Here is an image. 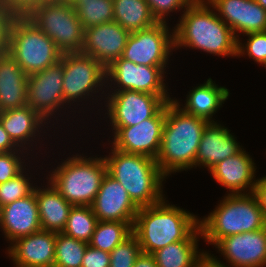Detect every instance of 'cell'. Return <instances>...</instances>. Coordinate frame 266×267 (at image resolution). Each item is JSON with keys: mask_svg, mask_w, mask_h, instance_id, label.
Wrapping results in <instances>:
<instances>
[{"mask_svg": "<svg viewBox=\"0 0 266 267\" xmlns=\"http://www.w3.org/2000/svg\"><path fill=\"white\" fill-rule=\"evenodd\" d=\"M208 123L203 118L184 112L176 99L166 104L161 148L156 158L165 177L171 172L195 166L199 144Z\"/></svg>", "mask_w": 266, "mask_h": 267, "instance_id": "6da1fadb", "label": "cell"}, {"mask_svg": "<svg viewBox=\"0 0 266 267\" xmlns=\"http://www.w3.org/2000/svg\"><path fill=\"white\" fill-rule=\"evenodd\" d=\"M206 0H194L174 27V48L192 47L220 56H237L232 29L210 10Z\"/></svg>", "mask_w": 266, "mask_h": 267, "instance_id": "7a4b0ae2", "label": "cell"}, {"mask_svg": "<svg viewBox=\"0 0 266 267\" xmlns=\"http://www.w3.org/2000/svg\"><path fill=\"white\" fill-rule=\"evenodd\" d=\"M198 227L195 215L167 204L164 198L158 204L138 209L132 233L142 252L153 254L168 244L186 240Z\"/></svg>", "mask_w": 266, "mask_h": 267, "instance_id": "3957f363", "label": "cell"}, {"mask_svg": "<svg viewBox=\"0 0 266 267\" xmlns=\"http://www.w3.org/2000/svg\"><path fill=\"white\" fill-rule=\"evenodd\" d=\"M111 151V156L104 157L107 173L120 182L139 208L158 204L164 199L162 182L165 176L156 159L113 147Z\"/></svg>", "mask_w": 266, "mask_h": 267, "instance_id": "277c9868", "label": "cell"}, {"mask_svg": "<svg viewBox=\"0 0 266 267\" xmlns=\"http://www.w3.org/2000/svg\"><path fill=\"white\" fill-rule=\"evenodd\" d=\"M201 237L214 246L223 238L266 227V219L253 193H229L208 217L199 220Z\"/></svg>", "mask_w": 266, "mask_h": 267, "instance_id": "5b68a950", "label": "cell"}, {"mask_svg": "<svg viewBox=\"0 0 266 267\" xmlns=\"http://www.w3.org/2000/svg\"><path fill=\"white\" fill-rule=\"evenodd\" d=\"M76 155L51 173L49 182L73 206H91L107 173L105 159Z\"/></svg>", "mask_w": 266, "mask_h": 267, "instance_id": "8992f818", "label": "cell"}, {"mask_svg": "<svg viewBox=\"0 0 266 267\" xmlns=\"http://www.w3.org/2000/svg\"><path fill=\"white\" fill-rule=\"evenodd\" d=\"M7 53L29 76L61 60L62 52L27 17H16L10 27Z\"/></svg>", "mask_w": 266, "mask_h": 267, "instance_id": "52a82bcc", "label": "cell"}, {"mask_svg": "<svg viewBox=\"0 0 266 267\" xmlns=\"http://www.w3.org/2000/svg\"><path fill=\"white\" fill-rule=\"evenodd\" d=\"M62 53L81 52L84 28L72 4L44 2L28 17Z\"/></svg>", "mask_w": 266, "mask_h": 267, "instance_id": "ba28073f", "label": "cell"}, {"mask_svg": "<svg viewBox=\"0 0 266 267\" xmlns=\"http://www.w3.org/2000/svg\"><path fill=\"white\" fill-rule=\"evenodd\" d=\"M63 100L65 104L85 96H93L103 87L106 68L94 58L82 52L63 53ZM103 84V85H102ZM97 88V89H96Z\"/></svg>", "mask_w": 266, "mask_h": 267, "instance_id": "9c48e42d", "label": "cell"}, {"mask_svg": "<svg viewBox=\"0 0 266 267\" xmlns=\"http://www.w3.org/2000/svg\"><path fill=\"white\" fill-rule=\"evenodd\" d=\"M166 22L130 33L122 58L137 65L157 66L163 71L174 49V32L169 34Z\"/></svg>", "mask_w": 266, "mask_h": 267, "instance_id": "30bf717a", "label": "cell"}, {"mask_svg": "<svg viewBox=\"0 0 266 267\" xmlns=\"http://www.w3.org/2000/svg\"><path fill=\"white\" fill-rule=\"evenodd\" d=\"M107 99V114L113 127L137 125L154 117L168 102L172 101L169 96L131 90L114 91Z\"/></svg>", "mask_w": 266, "mask_h": 267, "instance_id": "8fae6325", "label": "cell"}, {"mask_svg": "<svg viewBox=\"0 0 266 267\" xmlns=\"http://www.w3.org/2000/svg\"><path fill=\"white\" fill-rule=\"evenodd\" d=\"M166 105L154 116L130 127H113V148L156 159L162 141Z\"/></svg>", "mask_w": 266, "mask_h": 267, "instance_id": "7c38bea8", "label": "cell"}, {"mask_svg": "<svg viewBox=\"0 0 266 267\" xmlns=\"http://www.w3.org/2000/svg\"><path fill=\"white\" fill-rule=\"evenodd\" d=\"M27 102L45 121L64 106L62 60L28 76Z\"/></svg>", "mask_w": 266, "mask_h": 267, "instance_id": "4fadbf2b", "label": "cell"}, {"mask_svg": "<svg viewBox=\"0 0 266 267\" xmlns=\"http://www.w3.org/2000/svg\"><path fill=\"white\" fill-rule=\"evenodd\" d=\"M163 75L164 71L160 67L137 65L120 57L106 68V83L109 79L117 83L120 88L114 91L131 90L157 96H169L165 89Z\"/></svg>", "mask_w": 266, "mask_h": 267, "instance_id": "5bb4252c", "label": "cell"}, {"mask_svg": "<svg viewBox=\"0 0 266 267\" xmlns=\"http://www.w3.org/2000/svg\"><path fill=\"white\" fill-rule=\"evenodd\" d=\"M91 208L98 221L127 222L132 227L139 209L120 182L108 173L102 180Z\"/></svg>", "mask_w": 266, "mask_h": 267, "instance_id": "9a60e30c", "label": "cell"}, {"mask_svg": "<svg viewBox=\"0 0 266 267\" xmlns=\"http://www.w3.org/2000/svg\"><path fill=\"white\" fill-rule=\"evenodd\" d=\"M129 35L130 32L115 21L89 27L84 29L81 52L107 68L122 56Z\"/></svg>", "mask_w": 266, "mask_h": 267, "instance_id": "2e32d148", "label": "cell"}, {"mask_svg": "<svg viewBox=\"0 0 266 267\" xmlns=\"http://www.w3.org/2000/svg\"><path fill=\"white\" fill-rule=\"evenodd\" d=\"M215 247L232 267L266 266V227L221 239Z\"/></svg>", "mask_w": 266, "mask_h": 267, "instance_id": "e0dca14e", "label": "cell"}, {"mask_svg": "<svg viewBox=\"0 0 266 267\" xmlns=\"http://www.w3.org/2000/svg\"><path fill=\"white\" fill-rule=\"evenodd\" d=\"M233 31L243 34L266 31V10L255 0H206ZM212 5V6H211Z\"/></svg>", "mask_w": 266, "mask_h": 267, "instance_id": "ac0fdd59", "label": "cell"}, {"mask_svg": "<svg viewBox=\"0 0 266 267\" xmlns=\"http://www.w3.org/2000/svg\"><path fill=\"white\" fill-rule=\"evenodd\" d=\"M56 232L40 230L11 242L8 254L16 267H54Z\"/></svg>", "mask_w": 266, "mask_h": 267, "instance_id": "d6986e66", "label": "cell"}, {"mask_svg": "<svg viewBox=\"0 0 266 267\" xmlns=\"http://www.w3.org/2000/svg\"><path fill=\"white\" fill-rule=\"evenodd\" d=\"M0 227L10 242L42 230L35 190L32 194L1 207Z\"/></svg>", "mask_w": 266, "mask_h": 267, "instance_id": "ffe728a7", "label": "cell"}, {"mask_svg": "<svg viewBox=\"0 0 266 267\" xmlns=\"http://www.w3.org/2000/svg\"><path fill=\"white\" fill-rule=\"evenodd\" d=\"M252 158L241 150L234 156L228 157L217 163L210 169V173L216 182L229 189L231 194H246L245 189L249 188L253 193L256 185L255 171L256 166Z\"/></svg>", "mask_w": 266, "mask_h": 267, "instance_id": "44dd1931", "label": "cell"}, {"mask_svg": "<svg viewBox=\"0 0 266 267\" xmlns=\"http://www.w3.org/2000/svg\"><path fill=\"white\" fill-rule=\"evenodd\" d=\"M242 150L230 131L216 122L204 128L195 158V166H206L210 170L217 163L234 156Z\"/></svg>", "mask_w": 266, "mask_h": 267, "instance_id": "7402d4cb", "label": "cell"}, {"mask_svg": "<svg viewBox=\"0 0 266 267\" xmlns=\"http://www.w3.org/2000/svg\"><path fill=\"white\" fill-rule=\"evenodd\" d=\"M28 75L6 52L0 54V112L27 106Z\"/></svg>", "mask_w": 266, "mask_h": 267, "instance_id": "603a6c76", "label": "cell"}, {"mask_svg": "<svg viewBox=\"0 0 266 267\" xmlns=\"http://www.w3.org/2000/svg\"><path fill=\"white\" fill-rule=\"evenodd\" d=\"M48 183L50 186L46 189L35 187L41 229L62 233L73 205L59 193L51 182Z\"/></svg>", "mask_w": 266, "mask_h": 267, "instance_id": "cb8c5ba5", "label": "cell"}, {"mask_svg": "<svg viewBox=\"0 0 266 267\" xmlns=\"http://www.w3.org/2000/svg\"><path fill=\"white\" fill-rule=\"evenodd\" d=\"M43 121L44 124L47 123L29 105L0 112L3 128L19 148H23L27 141L35 139L37 131L39 133L38 129L42 128L41 126L44 127Z\"/></svg>", "mask_w": 266, "mask_h": 267, "instance_id": "d4e9b609", "label": "cell"}, {"mask_svg": "<svg viewBox=\"0 0 266 267\" xmlns=\"http://www.w3.org/2000/svg\"><path fill=\"white\" fill-rule=\"evenodd\" d=\"M229 90L225 87H218L212 79L192 89L187 96L185 106L181 108L184 112L203 118L208 122H215L212 116L228 99Z\"/></svg>", "mask_w": 266, "mask_h": 267, "instance_id": "484cf974", "label": "cell"}, {"mask_svg": "<svg viewBox=\"0 0 266 267\" xmlns=\"http://www.w3.org/2000/svg\"><path fill=\"white\" fill-rule=\"evenodd\" d=\"M201 236L198 227L186 240L168 244L162 249L155 251L157 267H194L198 258L203 254L198 253L197 240Z\"/></svg>", "mask_w": 266, "mask_h": 267, "instance_id": "4316f807", "label": "cell"}, {"mask_svg": "<svg viewBox=\"0 0 266 267\" xmlns=\"http://www.w3.org/2000/svg\"><path fill=\"white\" fill-rule=\"evenodd\" d=\"M113 9L114 21L130 33L158 23L146 0H113Z\"/></svg>", "mask_w": 266, "mask_h": 267, "instance_id": "83f0119b", "label": "cell"}, {"mask_svg": "<svg viewBox=\"0 0 266 267\" xmlns=\"http://www.w3.org/2000/svg\"><path fill=\"white\" fill-rule=\"evenodd\" d=\"M131 234L132 226L127 222L98 221L88 245L110 253Z\"/></svg>", "mask_w": 266, "mask_h": 267, "instance_id": "f1b7e54d", "label": "cell"}, {"mask_svg": "<svg viewBox=\"0 0 266 267\" xmlns=\"http://www.w3.org/2000/svg\"><path fill=\"white\" fill-rule=\"evenodd\" d=\"M97 222V217L91 206H73L62 233L88 244Z\"/></svg>", "mask_w": 266, "mask_h": 267, "instance_id": "f546056e", "label": "cell"}, {"mask_svg": "<svg viewBox=\"0 0 266 267\" xmlns=\"http://www.w3.org/2000/svg\"><path fill=\"white\" fill-rule=\"evenodd\" d=\"M73 6L84 29L114 21L113 0H77Z\"/></svg>", "mask_w": 266, "mask_h": 267, "instance_id": "4dcf8cb0", "label": "cell"}, {"mask_svg": "<svg viewBox=\"0 0 266 267\" xmlns=\"http://www.w3.org/2000/svg\"><path fill=\"white\" fill-rule=\"evenodd\" d=\"M88 244L56 233L54 267H81Z\"/></svg>", "mask_w": 266, "mask_h": 267, "instance_id": "1f68e13d", "label": "cell"}, {"mask_svg": "<svg viewBox=\"0 0 266 267\" xmlns=\"http://www.w3.org/2000/svg\"><path fill=\"white\" fill-rule=\"evenodd\" d=\"M142 249L137 237L132 233L110 252L109 267H133Z\"/></svg>", "mask_w": 266, "mask_h": 267, "instance_id": "d6a6232c", "label": "cell"}, {"mask_svg": "<svg viewBox=\"0 0 266 267\" xmlns=\"http://www.w3.org/2000/svg\"><path fill=\"white\" fill-rule=\"evenodd\" d=\"M23 173L22 171L7 182L0 183V207L24 198L34 192L35 186L33 187L29 183L30 178H26Z\"/></svg>", "mask_w": 266, "mask_h": 267, "instance_id": "836d02e7", "label": "cell"}, {"mask_svg": "<svg viewBox=\"0 0 266 267\" xmlns=\"http://www.w3.org/2000/svg\"><path fill=\"white\" fill-rule=\"evenodd\" d=\"M246 35L249 39L245 47L238 40L237 56H243L247 52L256 63L263 64L266 61V31Z\"/></svg>", "mask_w": 266, "mask_h": 267, "instance_id": "e575fe53", "label": "cell"}, {"mask_svg": "<svg viewBox=\"0 0 266 267\" xmlns=\"http://www.w3.org/2000/svg\"><path fill=\"white\" fill-rule=\"evenodd\" d=\"M157 22H166L165 16L178 9H186L194 0H146Z\"/></svg>", "mask_w": 266, "mask_h": 267, "instance_id": "d590c367", "label": "cell"}, {"mask_svg": "<svg viewBox=\"0 0 266 267\" xmlns=\"http://www.w3.org/2000/svg\"><path fill=\"white\" fill-rule=\"evenodd\" d=\"M18 151L0 153V183L7 182L24 171ZM17 155V156H16Z\"/></svg>", "mask_w": 266, "mask_h": 267, "instance_id": "8d00e7d4", "label": "cell"}, {"mask_svg": "<svg viewBox=\"0 0 266 267\" xmlns=\"http://www.w3.org/2000/svg\"><path fill=\"white\" fill-rule=\"evenodd\" d=\"M15 18L0 0V54L8 51L10 27Z\"/></svg>", "mask_w": 266, "mask_h": 267, "instance_id": "74e56055", "label": "cell"}, {"mask_svg": "<svg viewBox=\"0 0 266 267\" xmlns=\"http://www.w3.org/2000/svg\"><path fill=\"white\" fill-rule=\"evenodd\" d=\"M15 17H28L44 0H1Z\"/></svg>", "mask_w": 266, "mask_h": 267, "instance_id": "f35d334b", "label": "cell"}, {"mask_svg": "<svg viewBox=\"0 0 266 267\" xmlns=\"http://www.w3.org/2000/svg\"><path fill=\"white\" fill-rule=\"evenodd\" d=\"M110 266V253L94 248L90 245L87 246L82 259L81 267H109Z\"/></svg>", "mask_w": 266, "mask_h": 267, "instance_id": "ab89813d", "label": "cell"}, {"mask_svg": "<svg viewBox=\"0 0 266 267\" xmlns=\"http://www.w3.org/2000/svg\"><path fill=\"white\" fill-rule=\"evenodd\" d=\"M253 194L256 197L259 207L263 211L266 219V176L257 179Z\"/></svg>", "mask_w": 266, "mask_h": 267, "instance_id": "60d3db41", "label": "cell"}, {"mask_svg": "<svg viewBox=\"0 0 266 267\" xmlns=\"http://www.w3.org/2000/svg\"><path fill=\"white\" fill-rule=\"evenodd\" d=\"M16 147L18 146L9 137L8 133L5 131V129L3 128L0 122V153L10 152V151L21 152V150L20 149L17 150Z\"/></svg>", "mask_w": 266, "mask_h": 267, "instance_id": "b9f144b4", "label": "cell"}, {"mask_svg": "<svg viewBox=\"0 0 266 267\" xmlns=\"http://www.w3.org/2000/svg\"><path fill=\"white\" fill-rule=\"evenodd\" d=\"M221 263L220 260L215 259V257L209 255V253L203 252V254L198 258L194 267H228Z\"/></svg>", "mask_w": 266, "mask_h": 267, "instance_id": "7bdbcfd3", "label": "cell"}, {"mask_svg": "<svg viewBox=\"0 0 266 267\" xmlns=\"http://www.w3.org/2000/svg\"><path fill=\"white\" fill-rule=\"evenodd\" d=\"M133 267H157L155 258L152 254L141 253L136 259Z\"/></svg>", "mask_w": 266, "mask_h": 267, "instance_id": "ee69618b", "label": "cell"}, {"mask_svg": "<svg viewBox=\"0 0 266 267\" xmlns=\"http://www.w3.org/2000/svg\"><path fill=\"white\" fill-rule=\"evenodd\" d=\"M58 2L74 5V3L77 2V0H58Z\"/></svg>", "mask_w": 266, "mask_h": 267, "instance_id": "f6af8a7d", "label": "cell"}, {"mask_svg": "<svg viewBox=\"0 0 266 267\" xmlns=\"http://www.w3.org/2000/svg\"><path fill=\"white\" fill-rule=\"evenodd\" d=\"M255 1L266 10V0H255Z\"/></svg>", "mask_w": 266, "mask_h": 267, "instance_id": "bcb514c9", "label": "cell"}, {"mask_svg": "<svg viewBox=\"0 0 266 267\" xmlns=\"http://www.w3.org/2000/svg\"><path fill=\"white\" fill-rule=\"evenodd\" d=\"M45 2L58 1V0H44Z\"/></svg>", "mask_w": 266, "mask_h": 267, "instance_id": "7dc6e473", "label": "cell"}]
</instances>
